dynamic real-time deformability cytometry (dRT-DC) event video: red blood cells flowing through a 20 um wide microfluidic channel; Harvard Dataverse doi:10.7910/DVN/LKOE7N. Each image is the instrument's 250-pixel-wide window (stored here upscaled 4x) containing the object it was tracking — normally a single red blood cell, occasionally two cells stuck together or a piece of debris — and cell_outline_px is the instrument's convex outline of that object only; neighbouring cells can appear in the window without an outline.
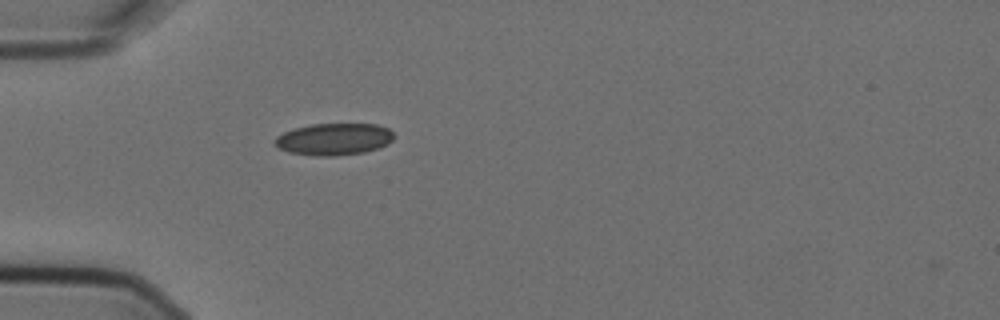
{"species": "Egyptian fruit bat (a non-hibernating species)", "species_latin": "Rousettus aegyptiacus", "temperature_condition": "cold", "stored_images_in_passage": 1, "camera_frame_rate_fps": 3000, "um_per_image_px": 0.085, "animal": {"sex": "female"}, "frame": {"image": 1, "passage_image": 1, "time_ms": 0.0, "image_size_px": [1000, 320], "cell_outline_px": [[396, 136], [388, 144], [380, 148], [364, 152], [332, 156], [312, 156], [288, 152], [276, 148], [272, 140], [276, 136], [284, 132], [296, 128], [312, 124], [376, 124], [388, 128]], "centroid_in_image_um": [28.36, 11.84], "position_along_channel_um": 56.6, "area_um2": 22.43}}